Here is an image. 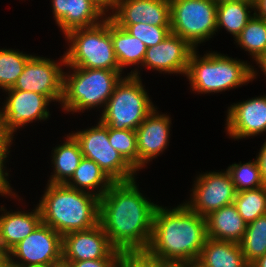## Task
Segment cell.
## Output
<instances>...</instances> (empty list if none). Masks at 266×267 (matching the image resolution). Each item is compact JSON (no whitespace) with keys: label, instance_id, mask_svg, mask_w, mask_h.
Masks as SVG:
<instances>
[{"label":"cell","instance_id":"cell-23","mask_svg":"<svg viewBox=\"0 0 266 267\" xmlns=\"http://www.w3.org/2000/svg\"><path fill=\"white\" fill-rule=\"evenodd\" d=\"M52 155L54 173L51 175L48 183L66 184L70 181L83 158L79 143L69 133L66 141L62 145L57 146Z\"/></svg>","mask_w":266,"mask_h":267},{"label":"cell","instance_id":"cell-29","mask_svg":"<svg viewBox=\"0 0 266 267\" xmlns=\"http://www.w3.org/2000/svg\"><path fill=\"white\" fill-rule=\"evenodd\" d=\"M234 204L248 224L266 214V185L253 190L237 192Z\"/></svg>","mask_w":266,"mask_h":267},{"label":"cell","instance_id":"cell-10","mask_svg":"<svg viewBox=\"0 0 266 267\" xmlns=\"http://www.w3.org/2000/svg\"><path fill=\"white\" fill-rule=\"evenodd\" d=\"M9 264L14 267H48L62 259V235L41 222L8 253ZM13 256V259H12ZM20 259L21 262L15 261Z\"/></svg>","mask_w":266,"mask_h":267},{"label":"cell","instance_id":"cell-28","mask_svg":"<svg viewBox=\"0 0 266 267\" xmlns=\"http://www.w3.org/2000/svg\"><path fill=\"white\" fill-rule=\"evenodd\" d=\"M239 246L249 265L266 254V214L247 224Z\"/></svg>","mask_w":266,"mask_h":267},{"label":"cell","instance_id":"cell-35","mask_svg":"<svg viewBox=\"0 0 266 267\" xmlns=\"http://www.w3.org/2000/svg\"><path fill=\"white\" fill-rule=\"evenodd\" d=\"M119 258H102L96 260H84L70 262L71 267H114Z\"/></svg>","mask_w":266,"mask_h":267},{"label":"cell","instance_id":"cell-34","mask_svg":"<svg viewBox=\"0 0 266 267\" xmlns=\"http://www.w3.org/2000/svg\"><path fill=\"white\" fill-rule=\"evenodd\" d=\"M118 264L121 267H171L173 265L150 255L146 250L121 251Z\"/></svg>","mask_w":266,"mask_h":267},{"label":"cell","instance_id":"cell-1","mask_svg":"<svg viewBox=\"0 0 266 267\" xmlns=\"http://www.w3.org/2000/svg\"><path fill=\"white\" fill-rule=\"evenodd\" d=\"M158 205L148 201L136 181L114 182L99 201V224L120 251L146 250Z\"/></svg>","mask_w":266,"mask_h":267},{"label":"cell","instance_id":"cell-20","mask_svg":"<svg viewBox=\"0 0 266 267\" xmlns=\"http://www.w3.org/2000/svg\"><path fill=\"white\" fill-rule=\"evenodd\" d=\"M0 211V250L8 253L20 241L30 235L42 222L41 212L36 206L31 212H6L1 206Z\"/></svg>","mask_w":266,"mask_h":267},{"label":"cell","instance_id":"cell-21","mask_svg":"<svg viewBox=\"0 0 266 267\" xmlns=\"http://www.w3.org/2000/svg\"><path fill=\"white\" fill-rule=\"evenodd\" d=\"M205 219L207 236L214 240L239 243L247 229L234 203L212 212Z\"/></svg>","mask_w":266,"mask_h":267},{"label":"cell","instance_id":"cell-8","mask_svg":"<svg viewBox=\"0 0 266 267\" xmlns=\"http://www.w3.org/2000/svg\"><path fill=\"white\" fill-rule=\"evenodd\" d=\"M170 30L196 49L217 32V3L212 0H169Z\"/></svg>","mask_w":266,"mask_h":267},{"label":"cell","instance_id":"cell-12","mask_svg":"<svg viewBox=\"0 0 266 267\" xmlns=\"http://www.w3.org/2000/svg\"><path fill=\"white\" fill-rule=\"evenodd\" d=\"M192 190L190 201L184 204L202 217L234 203L237 194L227 170L199 175Z\"/></svg>","mask_w":266,"mask_h":267},{"label":"cell","instance_id":"cell-3","mask_svg":"<svg viewBox=\"0 0 266 267\" xmlns=\"http://www.w3.org/2000/svg\"><path fill=\"white\" fill-rule=\"evenodd\" d=\"M39 210L42 222L62 236L83 231L99 224L100 198L66 184L47 183Z\"/></svg>","mask_w":266,"mask_h":267},{"label":"cell","instance_id":"cell-49","mask_svg":"<svg viewBox=\"0 0 266 267\" xmlns=\"http://www.w3.org/2000/svg\"><path fill=\"white\" fill-rule=\"evenodd\" d=\"M114 267H121L118 263Z\"/></svg>","mask_w":266,"mask_h":267},{"label":"cell","instance_id":"cell-32","mask_svg":"<svg viewBox=\"0 0 266 267\" xmlns=\"http://www.w3.org/2000/svg\"><path fill=\"white\" fill-rule=\"evenodd\" d=\"M227 171L231 175L232 182L237 192L253 190L265 186L256 159L245 164L234 163L228 167Z\"/></svg>","mask_w":266,"mask_h":267},{"label":"cell","instance_id":"cell-42","mask_svg":"<svg viewBox=\"0 0 266 267\" xmlns=\"http://www.w3.org/2000/svg\"><path fill=\"white\" fill-rule=\"evenodd\" d=\"M48 267H71V264L64 259H61L55 263L50 264Z\"/></svg>","mask_w":266,"mask_h":267},{"label":"cell","instance_id":"cell-37","mask_svg":"<svg viewBox=\"0 0 266 267\" xmlns=\"http://www.w3.org/2000/svg\"><path fill=\"white\" fill-rule=\"evenodd\" d=\"M260 149L261 150L256 157V162L260 169L262 181L266 185V141Z\"/></svg>","mask_w":266,"mask_h":267},{"label":"cell","instance_id":"cell-41","mask_svg":"<svg viewBox=\"0 0 266 267\" xmlns=\"http://www.w3.org/2000/svg\"><path fill=\"white\" fill-rule=\"evenodd\" d=\"M250 267H266V254L253 261Z\"/></svg>","mask_w":266,"mask_h":267},{"label":"cell","instance_id":"cell-31","mask_svg":"<svg viewBox=\"0 0 266 267\" xmlns=\"http://www.w3.org/2000/svg\"><path fill=\"white\" fill-rule=\"evenodd\" d=\"M110 145L116 149L123 158L138 171V148L135 130H117L108 127Z\"/></svg>","mask_w":266,"mask_h":267},{"label":"cell","instance_id":"cell-4","mask_svg":"<svg viewBox=\"0 0 266 267\" xmlns=\"http://www.w3.org/2000/svg\"><path fill=\"white\" fill-rule=\"evenodd\" d=\"M194 49L189 57L186 73L192 91L219 93L253 81L257 75L253 66L229 56L207 53L198 56Z\"/></svg>","mask_w":266,"mask_h":267},{"label":"cell","instance_id":"cell-2","mask_svg":"<svg viewBox=\"0 0 266 267\" xmlns=\"http://www.w3.org/2000/svg\"><path fill=\"white\" fill-rule=\"evenodd\" d=\"M205 217L184 203L172 210L157 206L146 251L173 265L197 261L207 240Z\"/></svg>","mask_w":266,"mask_h":267},{"label":"cell","instance_id":"cell-27","mask_svg":"<svg viewBox=\"0 0 266 267\" xmlns=\"http://www.w3.org/2000/svg\"><path fill=\"white\" fill-rule=\"evenodd\" d=\"M252 18L243 28L235 41L245 51H248L257 62L266 54V20L252 14Z\"/></svg>","mask_w":266,"mask_h":267},{"label":"cell","instance_id":"cell-18","mask_svg":"<svg viewBox=\"0 0 266 267\" xmlns=\"http://www.w3.org/2000/svg\"><path fill=\"white\" fill-rule=\"evenodd\" d=\"M156 109L154 108L135 130L138 148V171L145 166V163L152 161L158 154L160 155L169 143L170 117L159 114Z\"/></svg>","mask_w":266,"mask_h":267},{"label":"cell","instance_id":"cell-46","mask_svg":"<svg viewBox=\"0 0 266 267\" xmlns=\"http://www.w3.org/2000/svg\"><path fill=\"white\" fill-rule=\"evenodd\" d=\"M171 267H193V262L189 264L172 265Z\"/></svg>","mask_w":266,"mask_h":267},{"label":"cell","instance_id":"cell-9","mask_svg":"<svg viewBox=\"0 0 266 267\" xmlns=\"http://www.w3.org/2000/svg\"><path fill=\"white\" fill-rule=\"evenodd\" d=\"M96 125L71 134L79 143L83 157L97 163L113 182L136 179V170L110 145L108 126L100 121Z\"/></svg>","mask_w":266,"mask_h":267},{"label":"cell","instance_id":"cell-19","mask_svg":"<svg viewBox=\"0 0 266 267\" xmlns=\"http://www.w3.org/2000/svg\"><path fill=\"white\" fill-rule=\"evenodd\" d=\"M51 2L56 23L65 35L73 29L91 27L105 19L103 15L106 13L92 0H52Z\"/></svg>","mask_w":266,"mask_h":267},{"label":"cell","instance_id":"cell-38","mask_svg":"<svg viewBox=\"0 0 266 267\" xmlns=\"http://www.w3.org/2000/svg\"><path fill=\"white\" fill-rule=\"evenodd\" d=\"M11 143L12 140L5 133H0V158H7Z\"/></svg>","mask_w":266,"mask_h":267},{"label":"cell","instance_id":"cell-5","mask_svg":"<svg viewBox=\"0 0 266 267\" xmlns=\"http://www.w3.org/2000/svg\"><path fill=\"white\" fill-rule=\"evenodd\" d=\"M65 36L71 45L64 54V66L122 72L113 48L109 17L97 25L73 29Z\"/></svg>","mask_w":266,"mask_h":267},{"label":"cell","instance_id":"cell-24","mask_svg":"<svg viewBox=\"0 0 266 267\" xmlns=\"http://www.w3.org/2000/svg\"><path fill=\"white\" fill-rule=\"evenodd\" d=\"M70 180L66 183L67 186L85 192L87 189V192L89 190V193L98 198H101L114 183L97 163L86 157L82 158Z\"/></svg>","mask_w":266,"mask_h":267},{"label":"cell","instance_id":"cell-39","mask_svg":"<svg viewBox=\"0 0 266 267\" xmlns=\"http://www.w3.org/2000/svg\"><path fill=\"white\" fill-rule=\"evenodd\" d=\"M254 8H256L254 14L266 20V0H254ZM257 11L258 13H256Z\"/></svg>","mask_w":266,"mask_h":267},{"label":"cell","instance_id":"cell-48","mask_svg":"<svg viewBox=\"0 0 266 267\" xmlns=\"http://www.w3.org/2000/svg\"><path fill=\"white\" fill-rule=\"evenodd\" d=\"M213 2L219 3L221 1H228V0H212Z\"/></svg>","mask_w":266,"mask_h":267},{"label":"cell","instance_id":"cell-25","mask_svg":"<svg viewBox=\"0 0 266 267\" xmlns=\"http://www.w3.org/2000/svg\"><path fill=\"white\" fill-rule=\"evenodd\" d=\"M111 38L114 52L121 71L129 65H142L147 47L137 37L111 20Z\"/></svg>","mask_w":266,"mask_h":267},{"label":"cell","instance_id":"cell-45","mask_svg":"<svg viewBox=\"0 0 266 267\" xmlns=\"http://www.w3.org/2000/svg\"><path fill=\"white\" fill-rule=\"evenodd\" d=\"M0 133H5L3 130L2 110H0Z\"/></svg>","mask_w":266,"mask_h":267},{"label":"cell","instance_id":"cell-33","mask_svg":"<svg viewBox=\"0 0 266 267\" xmlns=\"http://www.w3.org/2000/svg\"><path fill=\"white\" fill-rule=\"evenodd\" d=\"M116 25L124 28L132 36L140 39L147 48L157 45L171 32L170 26H156L147 23Z\"/></svg>","mask_w":266,"mask_h":267},{"label":"cell","instance_id":"cell-36","mask_svg":"<svg viewBox=\"0 0 266 267\" xmlns=\"http://www.w3.org/2000/svg\"><path fill=\"white\" fill-rule=\"evenodd\" d=\"M6 158H0V194L2 196L11 195L15 197V193L12 192V188L9 185L10 183L7 181L8 173H4V162ZM14 193V194H12Z\"/></svg>","mask_w":266,"mask_h":267},{"label":"cell","instance_id":"cell-30","mask_svg":"<svg viewBox=\"0 0 266 267\" xmlns=\"http://www.w3.org/2000/svg\"><path fill=\"white\" fill-rule=\"evenodd\" d=\"M32 55L11 49H0V89L12 88L22 74L27 61Z\"/></svg>","mask_w":266,"mask_h":267},{"label":"cell","instance_id":"cell-40","mask_svg":"<svg viewBox=\"0 0 266 267\" xmlns=\"http://www.w3.org/2000/svg\"><path fill=\"white\" fill-rule=\"evenodd\" d=\"M92 1L106 13L109 9L111 10L114 8L116 0H92Z\"/></svg>","mask_w":266,"mask_h":267},{"label":"cell","instance_id":"cell-43","mask_svg":"<svg viewBox=\"0 0 266 267\" xmlns=\"http://www.w3.org/2000/svg\"><path fill=\"white\" fill-rule=\"evenodd\" d=\"M9 264L7 253L0 252V267H6Z\"/></svg>","mask_w":266,"mask_h":267},{"label":"cell","instance_id":"cell-16","mask_svg":"<svg viewBox=\"0 0 266 267\" xmlns=\"http://www.w3.org/2000/svg\"><path fill=\"white\" fill-rule=\"evenodd\" d=\"M108 17L115 24L147 23L156 26H170V1L116 0L112 14Z\"/></svg>","mask_w":266,"mask_h":267},{"label":"cell","instance_id":"cell-7","mask_svg":"<svg viewBox=\"0 0 266 267\" xmlns=\"http://www.w3.org/2000/svg\"><path fill=\"white\" fill-rule=\"evenodd\" d=\"M137 69L121 79L108 99L100 122L117 130H136L154 110Z\"/></svg>","mask_w":266,"mask_h":267},{"label":"cell","instance_id":"cell-11","mask_svg":"<svg viewBox=\"0 0 266 267\" xmlns=\"http://www.w3.org/2000/svg\"><path fill=\"white\" fill-rule=\"evenodd\" d=\"M61 65L46 57L32 56L24 66L12 88L6 90L32 91L46 96L50 101H58L63 97V69L65 55ZM59 65V66H58ZM61 67V68H60Z\"/></svg>","mask_w":266,"mask_h":267},{"label":"cell","instance_id":"cell-15","mask_svg":"<svg viewBox=\"0 0 266 267\" xmlns=\"http://www.w3.org/2000/svg\"><path fill=\"white\" fill-rule=\"evenodd\" d=\"M193 50L185 40L170 32L160 43L147 48L142 66L164 73L186 75Z\"/></svg>","mask_w":266,"mask_h":267},{"label":"cell","instance_id":"cell-44","mask_svg":"<svg viewBox=\"0 0 266 267\" xmlns=\"http://www.w3.org/2000/svg\"><path fill=\"white\" fill-rule=\"evenodd\" d=\"M257 64L258 66L261 67L263 73L266 75V54L263 55L258 61Z\"/></svg>","mask_w":266,"mask_h":267},{"label":"cell","instance_id":"cell-22","mask_svg":"<svg viewBox=\"0 0 266 267\" xmlns=\"http://www.w3.org/2000/svg\"><path fill=\"white\" fill-rule=\"evenodd\" d=\"M197 262L203 267H250L239 243L207 238Z\"/></svg>","mask_w":266,"mask_h":267},{"label":"cell","instance_id":"cell-17","mask_svg":"<svg viewBox=\"0 0 266 267\" xmlns=\"http://www.w3.org/2000/svg\"><path fill=\"white\" fill-rule=\"evenodd\" d=\"M226 119L227 134L242 139L266 132V96L231 105Z\"/></svg>","mask_w":266,"mask_h":267},{"label":"cell","instance_id":"cell-13","mask_svg":"<svg viewBox=\"0 0 266 267\" xmlns=\"http://www.w3.org/2000/svg\"><path fill=\"white\" fill-rule=\"evenodd\" d=\"M5 91L8 97L2 109L3 130L11 140L17 128L37 119L41 121L49 118L47 106L51 101L46 96L32 91Z\"/></svg>","mask_w":266,"mask_h":267},{"label":"cell","instance_id":"cell-6","mask_svg":"<svg viewBox=\"0 0 266 267\" xmlns=\"http://www.w3.org/2000/svg\"><path fill=\"white\" fill-rule=\"evenodd\" d=\"M70 68L74 73L67 75L63 72L61 105L67 112H82L98 106L104 108L123 78L122 72L115 70Z\"/></svg>","mask_w":266,"mask_h":267},{"label":"cell","instance_id":"cell-14","mask_svg":"<svg viewBox=\"0 0 266 267\" xmlns=\"http://www.w3.org/2000/svg\"><path fill=\"white\" fill-rule=\"evenodd\" d=\"M121 251L111 243L100 224L62 236V259L68 262L119 258Z\"/></svg>","mask_w":266,"mask_h":267},{"label":"cell","instance_id":"cell-26","mask_svg":"<svg viewBox=\"0 0 266 267\" xmlns=\"http://www.w3.org/2000/svg\"><path fill=\"white\" fill-rule=\"evenodd\" d=\"M249 8L255 9L254 0H228L217 3V31L224 27L236 38L252 18Z\"/></svg>","mask_w":266,"mask_h":267},{"label":"cell","instance_id":"cell-47","mask_svg":"<svg viewBox=\"0 0 266 267\" xmlns=\"http://www.w3.org/2000/svg\"><path fill=\"white\" fill-rule=\"evenodd\" d=\"M193 267H203L202 265H200L197 261L193 262Z\"/></svg>","mask_w":266,"mask_h":267}]
</instances>
